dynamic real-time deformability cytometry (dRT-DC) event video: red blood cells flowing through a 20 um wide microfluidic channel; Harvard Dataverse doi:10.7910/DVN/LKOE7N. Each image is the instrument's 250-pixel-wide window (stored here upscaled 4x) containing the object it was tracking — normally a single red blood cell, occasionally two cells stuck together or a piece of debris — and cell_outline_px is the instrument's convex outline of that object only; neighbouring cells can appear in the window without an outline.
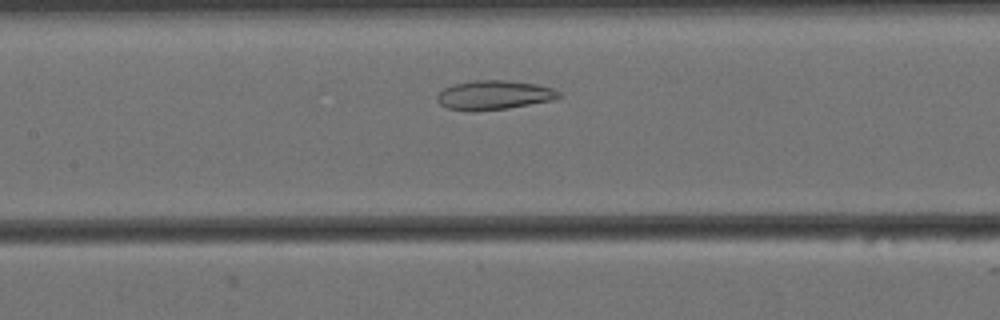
{"species": "Egyptian fruit bat (a non-hibernating species)", "species_latin": "Rousettus aegyptiacus", "temperature_condition": "cold", "stored_images_in_passage": 47, "camera_frame_rate_fps": 3000, "um_per_image_px": 0.085, "animal": {"sex": "female"}, "frame": {"image": 1, "passage_image": 15, "time_ms": 4.667, "image_size_px": [1000, 320], "cell_outline_px": [[560, 96], [552, 100], [508, 108], [476, 112], [472, 112], [448, 108], [440, 104], [436, 100], [436, 92], [452, 84], [476, 80], [504, 80], [536, 84], [552, 88], [560, 92]], "centroid_in_image_um": [41.92, 8.08], "position_along_channel_um": 165.5, "area_um2": 20.87}}
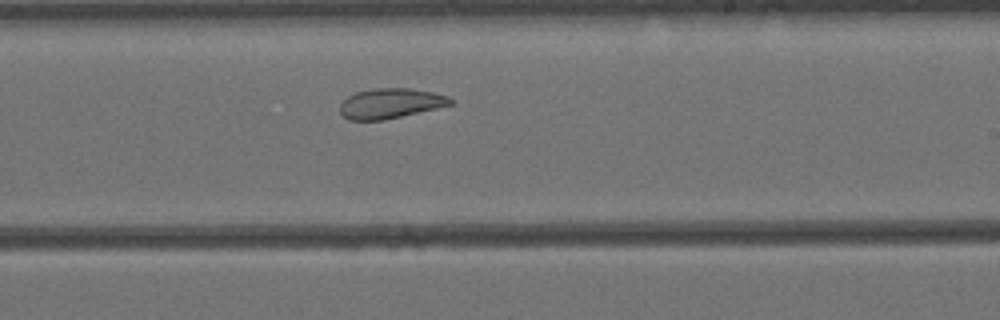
{"frame": {"image": 2, "passage_image": 23, "time_ms": 7.333, "image_size_px": [1000, 320], "cell_outline_px": [[452, 104], [436, 108], [384, 120], [348, 120], [340, 112], [340, 104], [348, 96], [356, 92], [376, 88], [408, 88], [432, 92], [448, 96], [452, 100]], "centroid_in_image_um": [33.16, 8.79], "position_along_channel_um": 255.8, "area_um2": 19.13}}
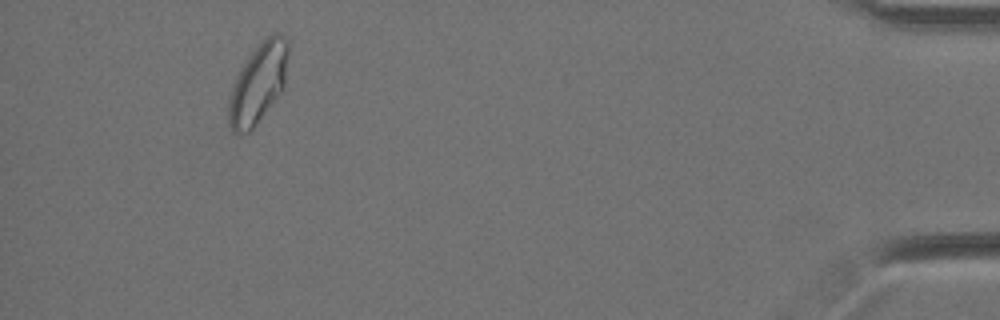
{"frame": {"image": 3, "passage_image": 43, "time_ms": 14.0, "image_size_px": [1000, 320], "cell_outline_px": [[288, 52], [284, 84], [276, 96], [252, 128], [248, 132], [240, 136], [236, 136], [232, 132], [228, 124], [228, 104], [232, 88], [240, 68], [264, 36], [272, 32], [276, 32], [284, 36], [288, 40]], "centroid_in_image_um": [21.91, 7.06], "position_along_channel_um": 413.3, "area_um2": 27.34}, "authors_computed_cell_mechanics": {"area_um2": 23.4668, "velocity_mm_per_s": 3.4115, "shape_relaxation_time_tau1_ms": null, "shape_relaxation_time_tau2_ms": 3.9794, "deformation_change_tau1": null, "deformation_change_tau2": 0.1072}}